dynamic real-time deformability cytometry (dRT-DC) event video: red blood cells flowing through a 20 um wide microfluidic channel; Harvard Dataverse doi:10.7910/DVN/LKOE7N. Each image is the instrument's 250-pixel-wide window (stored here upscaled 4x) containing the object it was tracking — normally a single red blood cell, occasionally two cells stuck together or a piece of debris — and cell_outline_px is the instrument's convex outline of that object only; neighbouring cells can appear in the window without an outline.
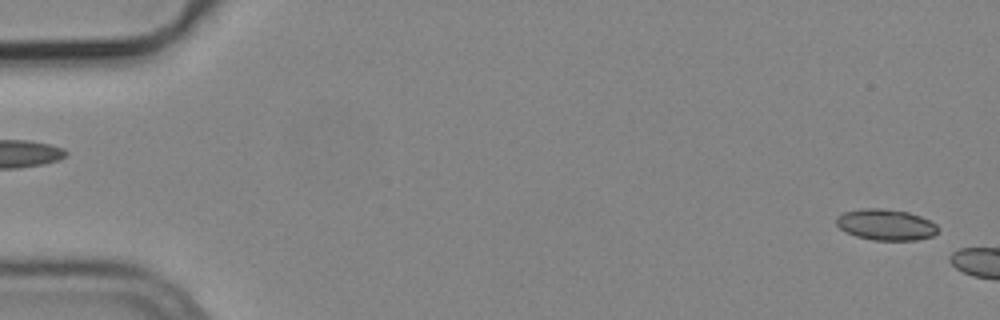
{"species": "common noctule bat (a hibernating species)", "species_latin": "Nyctalus noctula", "temperature_condition": "cold", "stored_images_in_passage": 5, "camera_frame_rate_fps": 3000, "um_per_image_px": 0.085, "animal": {"sex": "male", "body_mass_g": 19.2, "forearm_length_mm": 51.8}, "frame": {"image": 1, "passage_image": 2, "time_ms": 0.333, "image_size_px": [1000, 320], "cell_outline_px": [[936, 232], [932, 236], [916, 240], [872, 240], [856, 236], [840, 228], [836, 224], [836, 216], [844, 212], [864, 208], [880, 208], [908, 212], [920, 216], [936, 224]], "centroid_in_image_um": [75.27, 19.09], "position_along_channel_um": 9.7, "area_um2": 18.21}}